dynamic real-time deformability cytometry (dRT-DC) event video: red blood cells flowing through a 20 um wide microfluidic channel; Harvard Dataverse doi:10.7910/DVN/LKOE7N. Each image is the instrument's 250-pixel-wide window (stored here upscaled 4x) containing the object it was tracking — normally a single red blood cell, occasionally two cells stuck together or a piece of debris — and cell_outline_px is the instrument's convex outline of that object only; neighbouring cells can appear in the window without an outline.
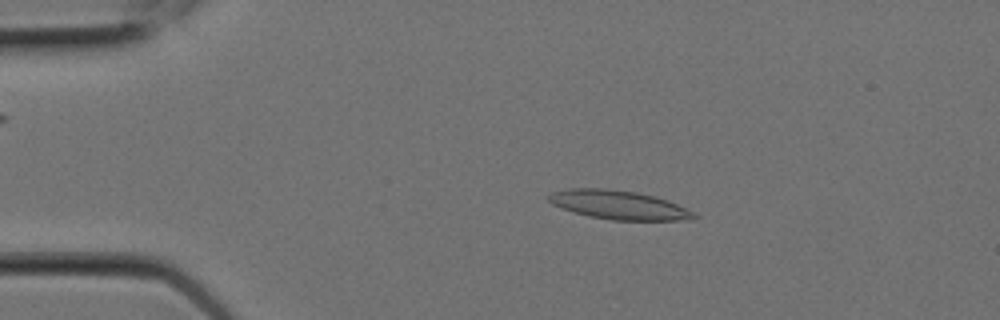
{"species": "Egyptian fruit bat (a non-hibernating species)", "species_latin": "Rousettus aegyptiacus", "temperature_condition": "room temperature", "stored_images_in_passage": 7, "camera_frame_rate_fps": 3000, "um_per_image_px": 0.085, "animal": {"sex": "female"}, "frame": {"image": 1, "passage_image": 4, "time_ms": 1.0, "image_size_px": [1000, 320], "cell_outline_px": [[700, 216], [680, 220], [612, 220], [588, 216], [552, 204], [548, 200], [548, 196], [552, 192], [572, 188], [608, 188], [636, 192], [668, 200]], "centroid_in_image_um": [52.56, 17.41], "position_along_channel_um": 32.4, "area_um2": 24.04}}
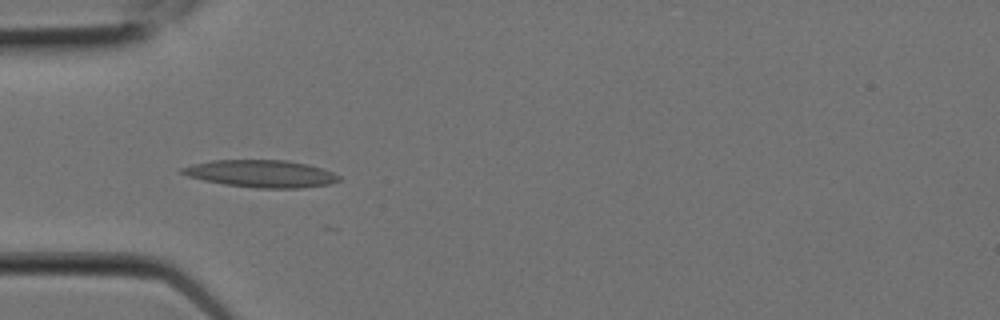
{"frame": {"image": 2, "passage_image": 6, "time_ms": 1.667, "image_size_px": [1000, 320], "cell_outline_px": [[340, 180], [328, 184], [300, 188], [260, 188], [224, 184], [204, 180], [188, 176], [180, 172], [180, 168], [192, 164], [212, 160], [288, 160], [308, 164], [332, 172], [340, 176]], "centroid_in_image_um": [22.18, 14.75], "position_along_channel_um": 62.8, "area_um2": 24.8}}
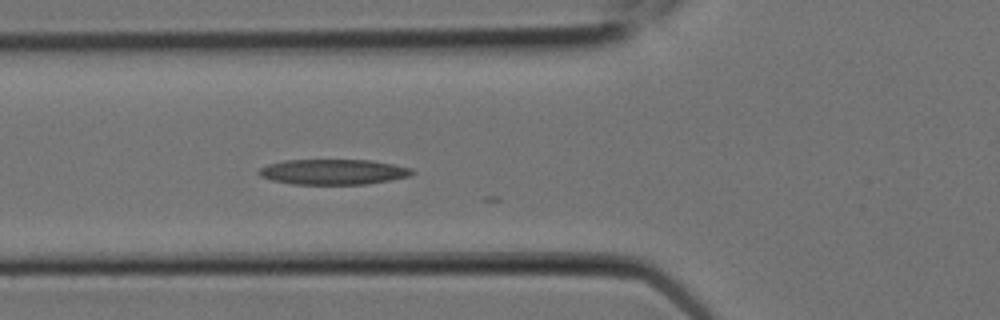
{"frame": {"image": 3, "passage_image": 7, "time_ms": 2.0, "image_size_px": [1000, 320], "cell_outline_px": [[416, 172], [408, 176], [388, 180], [364, 184], [292, 184], [272, 180], [260, 176], [256, 172], [260, 168], [268, 164], [284, 160], [372, 160], [412, 168]], "centroid_in_image_um": [28.29, 14.6], "position_along_channel_um": 97.5, "area_um2": 22.54}}